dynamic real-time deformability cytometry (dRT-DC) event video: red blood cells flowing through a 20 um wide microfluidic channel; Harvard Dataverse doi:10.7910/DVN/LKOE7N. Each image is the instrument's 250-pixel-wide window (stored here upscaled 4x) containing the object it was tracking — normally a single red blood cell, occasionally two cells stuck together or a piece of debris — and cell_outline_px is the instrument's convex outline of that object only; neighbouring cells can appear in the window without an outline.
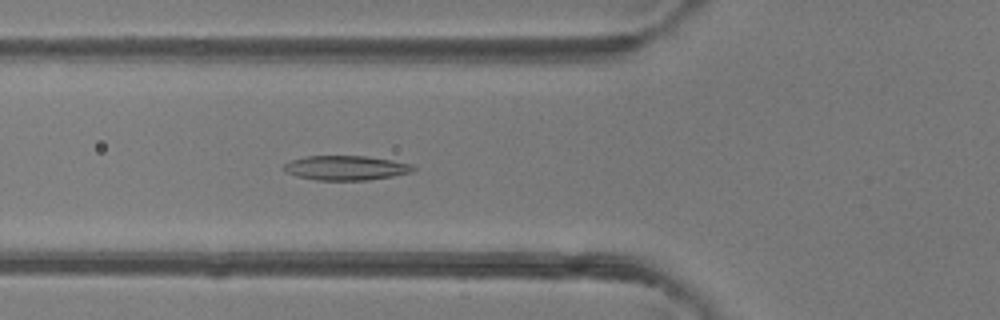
{"species": "common noctule bat (a hibernating species)", "species_latin": "Nyctalus noctula", "temperature_condition": "room temperature", "stored_images_in_passage": 49, "camera_frame_rate_fps": 3000, "um_per_image_px": 0.085, "animal": {"sex": "female"}, "frame": {"image": 1, "passage_image": 17, "time_ms": 5.333, "image_size_px": [1000, 320], "cell_outline_px": [[416, 168], [412, 172], [392, 176], [368, 180], [316, 180], [296, 176], [284, 172], [280, 168], [284, 164], [292, 160], [304, 156], [368, 156], [392, 160], [412, 164]], "centroid_in_image_um": [29.37, 14.27], "position_along_channel_um": 96.4, "area_um2": 18.67}}
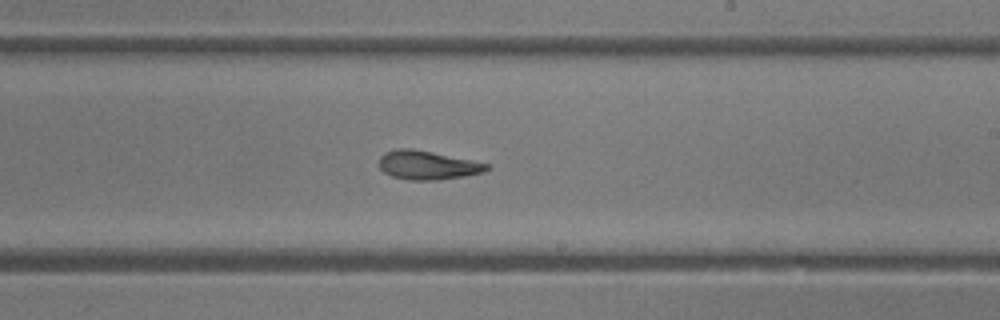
{"frame": {"image": 2, "passage_image": 28, "time_ms": 9.0, "image_size_px": [1000, 320], "cell_outline_px": [[492, 168], [484, 172], [464, 176], [436, 180], [408, 180], [392, 176], [384, 172], [380, 168], [380, 156], [384, 152], [396, 148], [412, 148], [492, 164]], "centroid_in_image_um": [36.37, 14.03], "position_along_channel_um": 252.6, "area_um2": 18.21}}
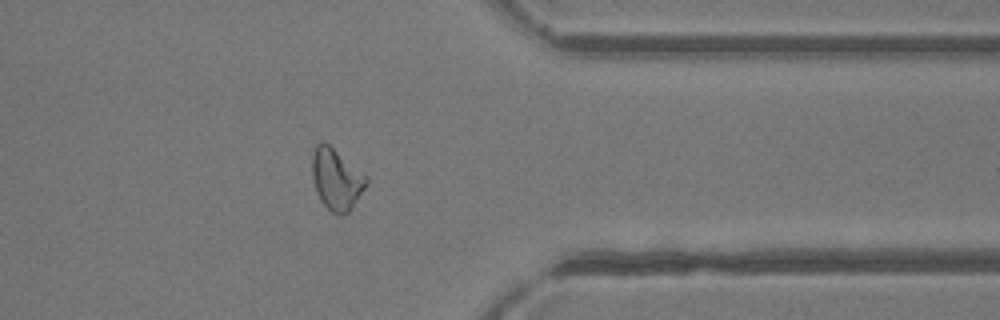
{"frame": {"image": 3, "passage_image": 38, "time_ms": 12.333, "image_size_px": [1000, 320], "cell_outline_px": [[368, 180], [364, 188], [348, 212], [340, 216], [336, 216], [320, 200], [316, 192], [312, 176], [312, 156], [316, 144], [320, 140], [324, 140], [368, 176]], "centroid_in_image_um": [28.57, 15.2], "position_along_channel_um": 382.8, "area_um2": 19.36}, "authors_computed_cell_mechanics": {"area_um2": 19.363, "velocity_mm_per_s": 4.248, "shape_relaxation_time_tau1_ms": 4.5306, "shape_relaxation_time_tau2_ms": 3.0711, "deformation_change_tau1": 0.1547, "deformation_change_tau2": 0.108}}